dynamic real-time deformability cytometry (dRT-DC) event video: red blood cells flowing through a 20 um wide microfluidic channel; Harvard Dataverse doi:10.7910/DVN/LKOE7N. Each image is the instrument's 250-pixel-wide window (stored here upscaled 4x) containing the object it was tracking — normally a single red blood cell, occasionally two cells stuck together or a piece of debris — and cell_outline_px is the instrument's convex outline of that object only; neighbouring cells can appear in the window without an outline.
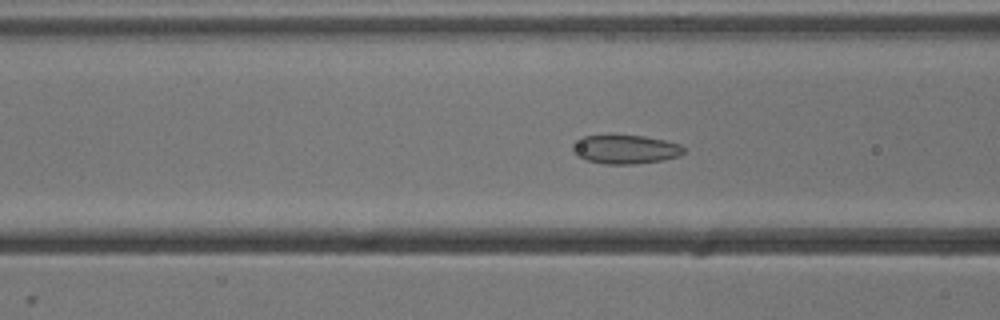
{"species": "common noctule bat (a hibernating species)", "species_latin": "Nyctalus noctula", "temperature_condition": "cold", "stored_images_in_passage": 45, "camera_frame_rate_fps": 3000, "um_per_image_px": 0.085, "animal": {"sex": "male", "body_mass_g": 13.3}, "frame": {"image": 1, "passage_image": 19, "time_ms": 6.0, "image_size_px": [1000, 320], "cell_outline_px": [[684, 152], [680, 156], [660, 160], [632, 164], [604, 164], [588, 160], [576, 156], [572, 152], [572, 144], [584, 136], [644, 136], [664, 140], [680, 144], [684, 148]], "centroid_in_image_um": [53.14, 12.7], "position_along_channel_um": 113.5, "area_um2": 18.44}}
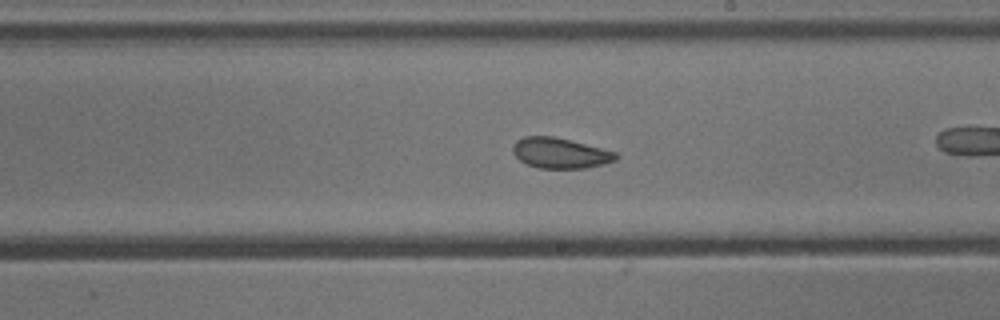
{"frame": {"image": 2, "passage_image": 29, "time_ms": 9.333, "image_size_px": [1000, 320], "cell_outline_px": [[620, 156], [616, 160], [584, 168], [540, 168], [528, 164], [520, 160], [512, 152], [512, 148], [516, 140], [524, 136], [552, 136], [616, 152]], "centroid_in_image_um": [47.58, 13.01], "position_along_channel_um": 241.4, "area_um2": 17.98}}
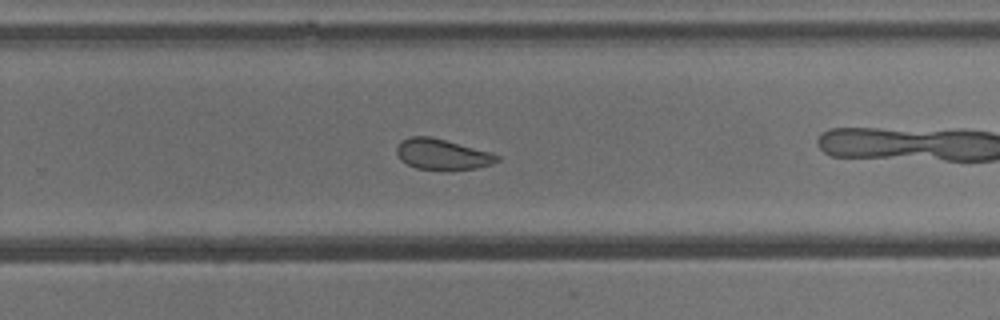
{"frame": {"image": 3, "passage_image": 33, "time_ms": 10.667, "image_size_px": [1000, 320], "cell_outline_px": [[500, 160], [492, 164], [476, 168], [416, 168], [400, 160], [396, 152], [396, 148], [404, 140], [412, 136], [432, 136], [492, 152], [500, 156]], "centroid_in_image_um": [37.62, 13.08], "position_along_channel_um": 292.2, "area_um2": 17.57}, "authors_computed_cell_mechanics": {"area_um2": 19.652, "velocity_mm_per_s": 3.8376, "shape_relaxation_time_tau1_ms": null, "shape_relaxation_time_tau2_ms": 2.6314, "deformation_change_tau1": null, "deformation_change_tau2": 0.0841}}